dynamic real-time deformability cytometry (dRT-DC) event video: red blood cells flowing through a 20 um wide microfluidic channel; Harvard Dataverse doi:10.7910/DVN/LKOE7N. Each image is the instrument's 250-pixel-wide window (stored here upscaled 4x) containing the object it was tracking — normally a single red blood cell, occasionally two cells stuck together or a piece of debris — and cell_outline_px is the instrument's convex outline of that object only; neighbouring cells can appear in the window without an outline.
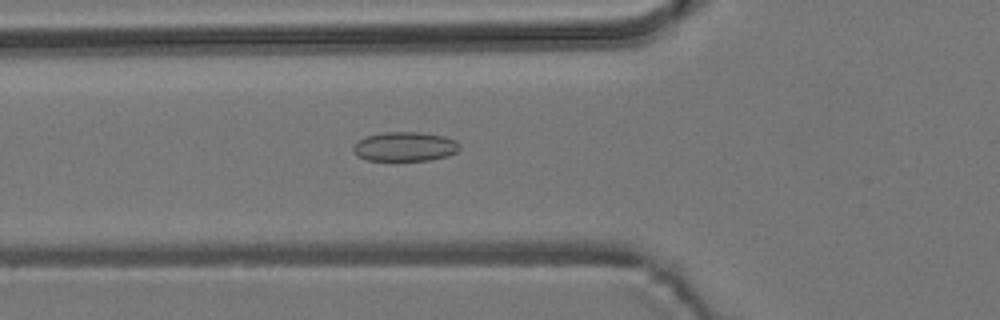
{"species": "common noctule bat (a hibernating species)", "species_latin": "Nyctalus noctula", "temperature_condition": "room temperature", "stored_images_in_passage": 55, "camera_frame_rate_fps": 3000, "um_per_image_px": 0.085, "animal": {"sex": "male", "body_mass_g": 19.2, "forearm_length_mm": 51.8}, "frame": {"image": 1, "passage_image": 20, "time_ms": 6.333, "image_size_px": [1000, 320], "cell_outline_px": [[460, 148], [456, 152], [448, 156], [428, 160], [368, 160], [356, 156], [352, 148], [364, 136], [384, 132], [420, 132], [444, 136], [456, 140], [460, 144]], "centroid_in_image_um": [34.43, 12.45], "position_along_channel_um": 91.4, "area_um2": 18.21}}
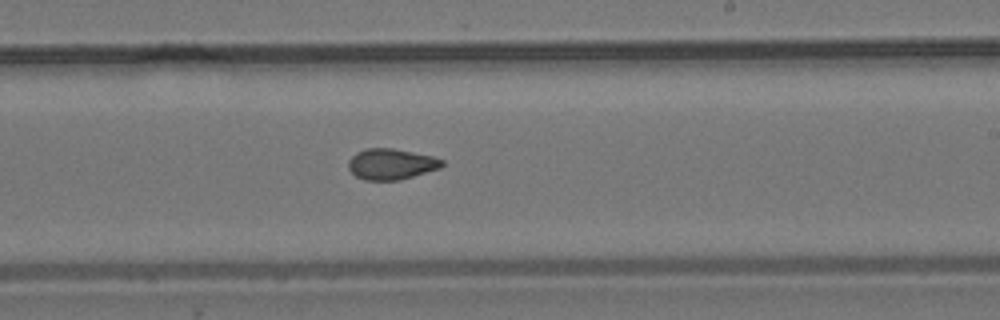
{"frame": {"image": 2, "passage_image": 33, "time_ms": 10.667, "image_size_px": [1000, 320], "cell_outline_px": [[444, 164], [440, 168], [400, 180], [364, 180], [356, 176], [348, 168], [348, 160], [356, 152], [364, 148], [392, 148], [432, 156], [444, 160]], "centroid_in_image_um": [33.23, 13.94], "position_along_channel_um": 255.8, "area_um2": 16.88}}
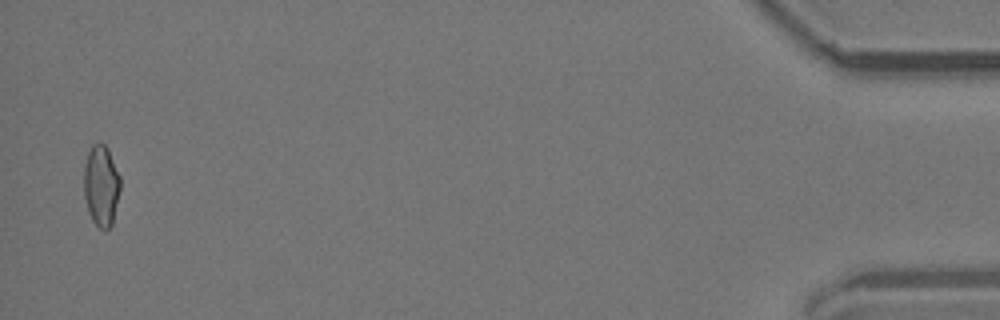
{"frame": {"image": 3, "passage_image": 54, "time_ms": 17.667, "image_size_px": [1000, 320], "cell_outline_px": [[120, 188], [112, 224], [104, 232], [92, 220], [88, 212], [84, 196], [84, 168], [88, 152], [92, 144], [100, 140], [108, 148], [120, 176]], "centroid_in_image_um": [8.6, 15.75], "position_along_channel_um": 426.6, "area_um2": 17.34}, "authors_computed_cell_mechanics": {"area_um2": 17.34, "velocity_mm_per_s": 3.784, "shape_relaxation_time_tau1_ms": null, "shape_relaxation_time_tau2_ms": 1.9127, "deformation_change_tau1": null, "deformation_change_tau2": 0.0691}}